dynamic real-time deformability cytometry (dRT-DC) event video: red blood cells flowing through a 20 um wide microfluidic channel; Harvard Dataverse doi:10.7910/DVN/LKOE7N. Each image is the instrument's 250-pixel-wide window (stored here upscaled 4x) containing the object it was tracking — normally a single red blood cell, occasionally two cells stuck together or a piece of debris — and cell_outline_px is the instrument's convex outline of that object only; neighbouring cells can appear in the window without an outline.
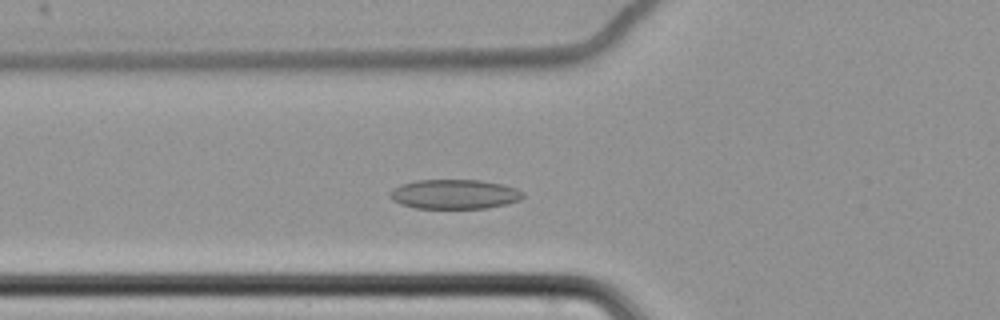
{"species": "common noctule bat (a hibernating species)", "species_latin": "Nyctalus noctula", "temperature_condition": "cold", "stored_images_in_passage": 53, "camera_frame_rate_fps": 3000, "um_per_image_px": 0.085, "animal": {"sex": "female", "body_mass_g": 22.7, "forearm_length_mm": 54.2}, "frame": {"image": 1, "passage_image": 15, "time_ms": 4.667, "image_size_px": [1000, 320], "cell_outline_px": [[524, 196], [520, 200], [508, 204], [488, 208], [416, 208], [400, 204], [392, 200], [388, 196], [388, 192], [392, 188], [400, 184], [416, 180], [480, 180], [500, 184], [516, 188], [524, 192]], "centroid_in_image_um": [38.6, 16.51], "position_along_channel_um": 87.2, "area_um2": 23.12}}
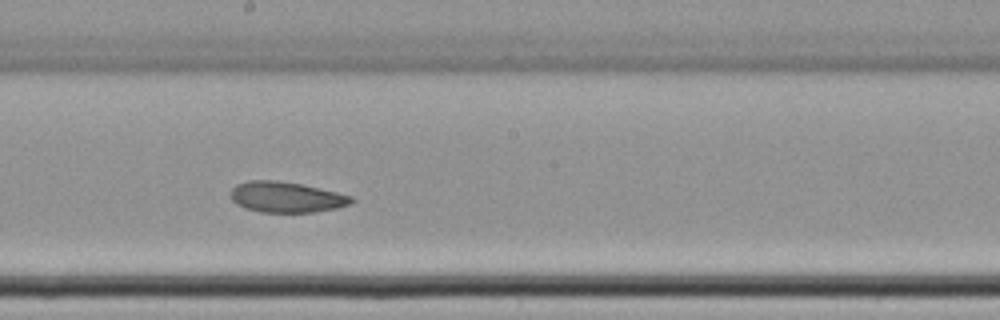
{"frame": {"image": 2, "passage_image": 27, "time_ms": 8.667, "image_size_px": [1000, 320], "cell_outline_px": [[356, 200], [352, 204], [336, 208], [316, 212], [260, 212], [244, 208], [236, 204], [228, 196], [232, 188], [236, 184], [248, 180], [276, 180], [300, 184], [336, 192], [352, 196]], "centroid_in_image_um": [24.3, 16.76], "position_along_channel_um": 223.9, "area_um2": 21.79}}
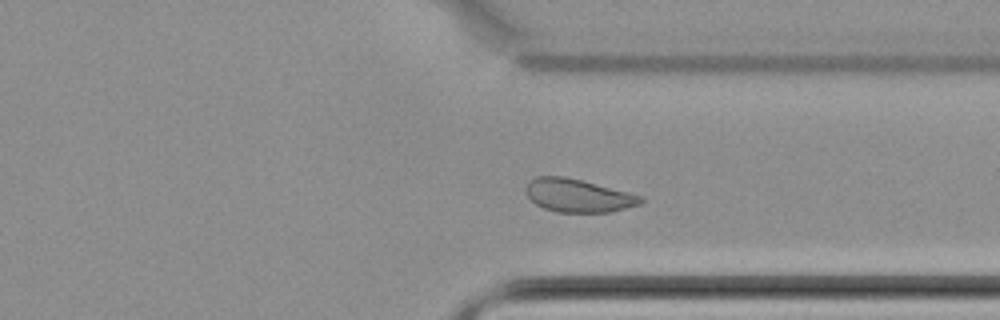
{"frame": {"image": 3, "passage_image": 39, "time_ms": 12.667, "image_size_px": [1000, 320], "cell_outline_px": [[644, 200], [640, 204], [612, 212], [556, 212], [544, 208], [536, 204], [528, 196], [524, 188], [528, 180], [536, 176], [564, 176], [644, 196]], "centroid_in_image_um": [49.12, 16.62], "position_along_channel_um": 362.3, "area_um2": 22.2}, "authors_computed_cell_mechanics": {"area_um2": 23.3512, "velocity_mm_per_s": 3.4293, "shape_relaxation_time_tau1_ms": null, "shape_relaxation_time_tau2_ms": 4.8675, "deformation_change_tau1": null, "deformation_change_tau2": 0.0693}}